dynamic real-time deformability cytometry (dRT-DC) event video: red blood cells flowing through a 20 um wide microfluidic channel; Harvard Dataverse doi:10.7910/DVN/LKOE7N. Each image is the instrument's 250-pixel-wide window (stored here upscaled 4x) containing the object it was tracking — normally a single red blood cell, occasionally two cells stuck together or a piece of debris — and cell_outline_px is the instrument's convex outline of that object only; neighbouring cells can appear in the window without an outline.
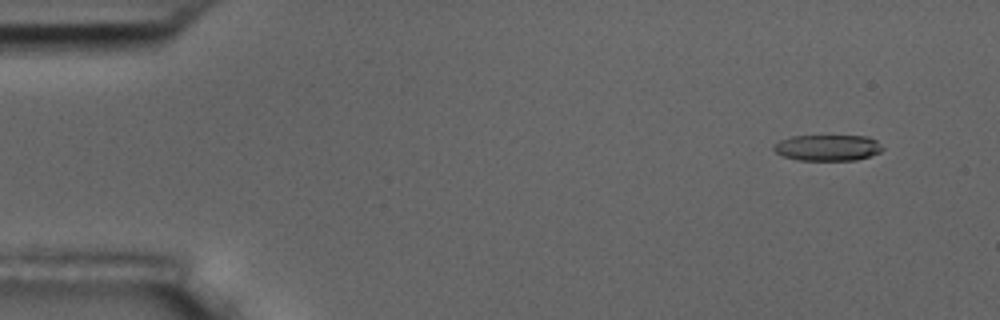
{"species": "common noctule bat (a hibernating species)", "species_latin": "Nyctalus noctula", "temperature_condition": "room temperature", "stored_images_in_passage": 7, "camera_frame_rate_fps": 3000, "um_per_image_px": 0.085, "animal": {"sex": "male", "body_mass_g": 17.5, "forearm_length_mm": 52.3}, "frame": {"image": 1, "passage_image": 2, "time_ms": 1.0, "image_size_px": [1000, 320], "cell_outline_px": [[884, 148], [880, 152], [856, 160], [796, 160], [784, 156], [776, 152], [772, 148], [772, 144], [780, 140], [792, 136], [868, 136], [876, 140]], "centroid_in_image_um": [70.33, 12.55], "position_along_channel_um": 14.7, "area_um2": 16.53}}
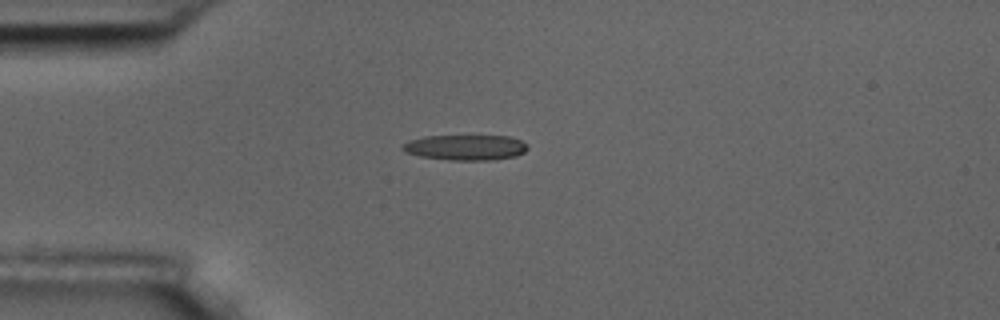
{"frame": {"image": 2, "passage_image": 5, "time_ms": 4.333, "image_size_px": [1000, 320], "cell_outline_px": [[528, 148], [524, 152], [516, 156], [488, 160], [448, 160], [420, 156], [404, 152], [400, 148], [404, 144], [412, 140], [424, 136], [508, 136], [520, 140], [528, 144]], "centroid_in_image_um": [39.58, 12.53], "position_along_channel_um": 45.4, "area_um2": 18.44}}
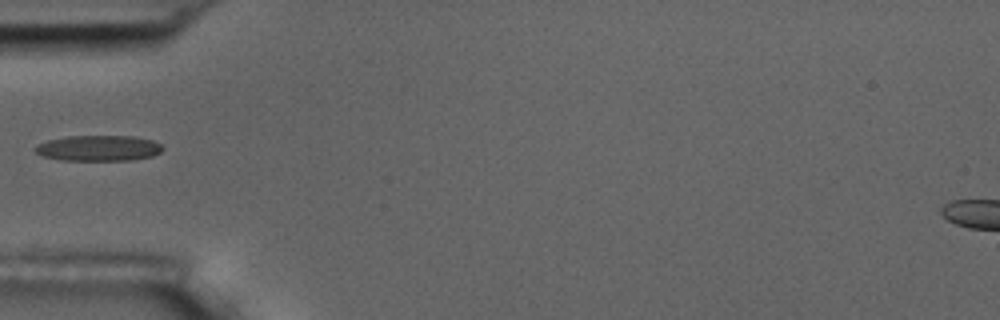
{"frame": {"image": 3, "passage_image": 6, "time_ms": 5.667, "image_size_px": [1000, 320], "cell_outline_px": [[164, 148], [160, 152], [152, 156], [132, 160], [64, 160], [44, 156], [36, 152], [32, 148], [36, 144], [48, 140], [68, 136], [136, 136], [152, 140], [160, 144]], "centroid_in_image_um": [8.38, 12.58], "position_along_channel_um": 76.6, "area_um2": 19.07}}